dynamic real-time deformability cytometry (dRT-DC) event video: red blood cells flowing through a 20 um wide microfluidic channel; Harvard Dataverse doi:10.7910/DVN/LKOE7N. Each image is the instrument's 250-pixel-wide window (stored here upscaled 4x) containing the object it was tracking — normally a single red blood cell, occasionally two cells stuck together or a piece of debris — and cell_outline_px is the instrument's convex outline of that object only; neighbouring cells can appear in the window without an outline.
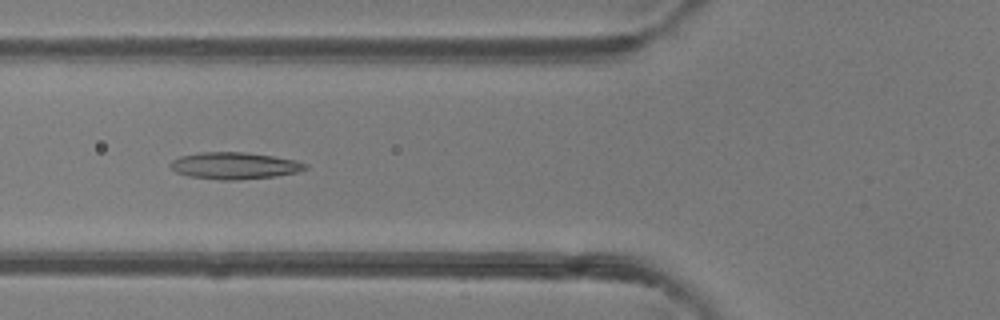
{"species": "common noctule bat (a hibernating species)", "species_latin": "Nyctalus noctula", "temperature_condition": "room temperature", "stored_images_in_passage": 50, "camera_frame_rate_fps": 3000, "um_per_image_px": 0.085, "animal": {"sex": "female"}, "frame": {"image": 1, "passage_image": 19, "time_ms": 6.0, "image_size_px": [1000, 320], "cell_outline_px": [[308, 168], [296, 172], [276, 176], [236, 180], [220, 180], [188, 176], [176, 172], [168, 164], [172, 160], [180, 156], [200, 152], [244, 152], [272, 156], [296, 160], [308, 164]], "centroid_in_image_um": [19.92, 14.08], "position_along_channel_um": 105.9, "area_um2": 21.1}}
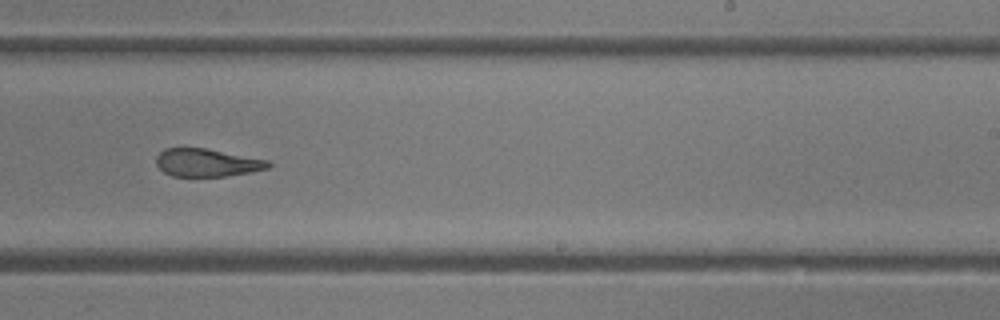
{"frame": {"image": 2, "passage_image": 31, "time_ms": 10.0, "image_size_px": [1000, 320], "cell_outline_px": [[272, 164], [268, 168], [252, 172], [224, 176], [172, 176], [164, 172], [156, 164], [156, 156], [164, 148], [204, 148], [268, 160]], "centroid_in_image_um": [17.58, 13.83], "position_along_channel_um": 271.4, "area_um2": 18.09}}
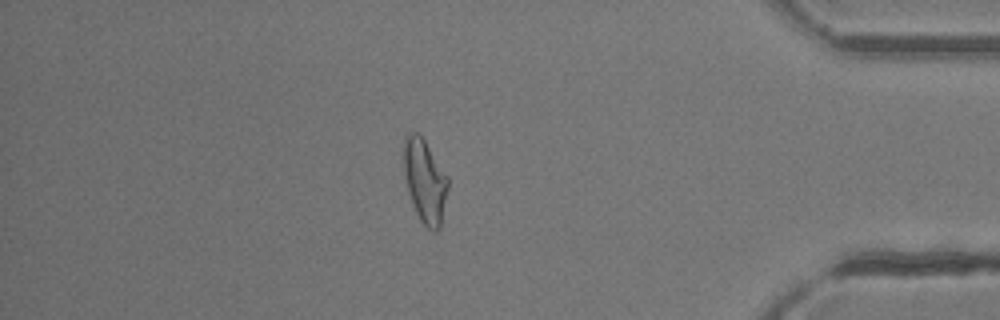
{"frame": {"image": 3, "passage_image": 43, "time_ms": 14.0, "image_size_px": [1000, 320], "cell_outline_px": [[448, 188], [440, 228], [436, 232], [432, 232], [420, 220], [412, 204], [408, 192], [404, 176], [404, 136], [408, 132], [416, 132], [424, 140], [448, 176]], "centroid_in_image_um": [36.11, 15.4], "position_along_channel_um": 399.1, "area_um2": 21.5}, "authors_computed_cell_mechanics": {"area_um2": 21.3282, "velocity_mm_per_s": 4.1371, "shape_relaxation_time_tau1_ms": null, "shape_relaxation_time_tau2_ms": 2.4734, "deformation_change_tau1": null, "deformation_change_tau2": 0.1179}}